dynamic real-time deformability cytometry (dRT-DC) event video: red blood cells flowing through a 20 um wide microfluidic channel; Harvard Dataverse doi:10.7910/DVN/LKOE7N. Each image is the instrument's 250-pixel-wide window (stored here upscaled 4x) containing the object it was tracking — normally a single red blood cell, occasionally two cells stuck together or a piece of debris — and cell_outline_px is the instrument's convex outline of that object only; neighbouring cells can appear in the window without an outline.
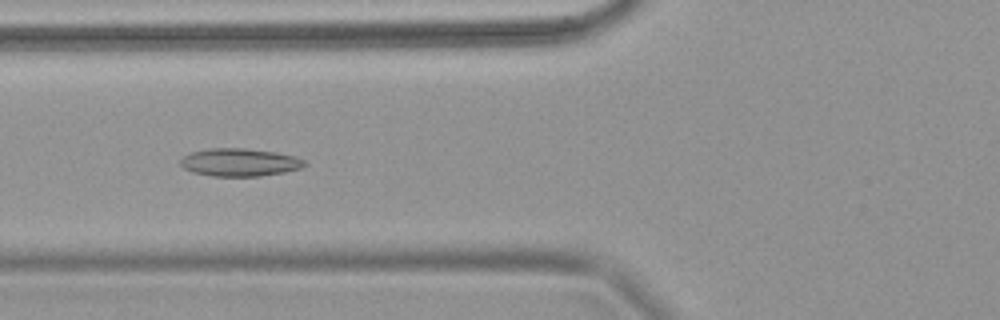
{"species": "common noctule bat (a hibernating species)", "species_latin": "Nyctalus noctula", "temperature_condition": "warm", "stored_images_in_passage": 49, "camera_frame_rate_fps": 3000, "um_per_image_px": 0.085, "animal": {"sex": "female", "body_mass_g": 18.4}, "frame": {"image": 1, "passage_image": 8, "time_ms": 2.333, "image_size_px": [1000, 320], "cell_outline_px": [[308, 164], [300, 168], [284, 172], [260, 176], [212, 176], [192, 172], [184, 168], [180, 164], [180, 160], [184, 156], [192, 152], [208, 148], [244, 148], [276, 152], [296, 156], [304, 160]], "centroid_in_image_um": [20.38, 13.79], "position_along_channel_um": 105.4, "area_um2": 20.17}}
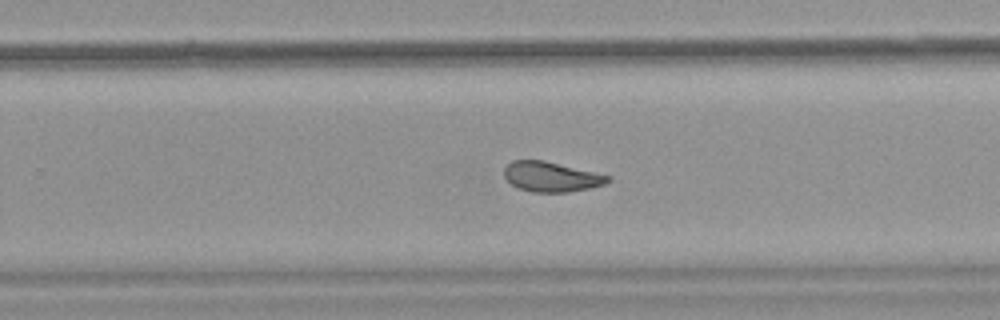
{"frame": {"image": 2, "passage_image": 26, "time_ms": 8.333, "image_size_px": [1000, 320], "cell_outline_px": [[612, 180], [604, 184], [588, 188], [568, 192], [532, 192], [516, 188], [504, 176], [504, 168], [512, 160], [544, 160], [612, 176]], "centroid_in_image_um": [46.85, 15.02], "position_along_channel_um": 282.9, "area_um2": 18.15}}
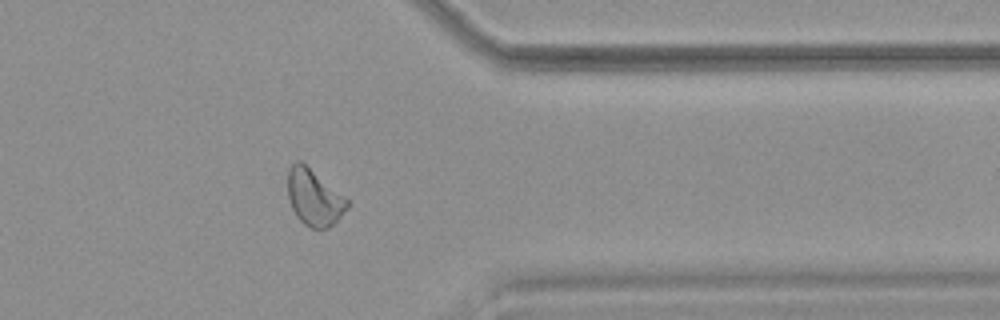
{"frame": {"image": 3, "passage_image": 37, "time_ms": 12.0, "image_size_px": [1000, 320], "cell_outline_px": [[348, 208], [328, 228], [312, 228], [304, 224], [296, 216], [288, 200], [288, 168], [296, 160], [300, 160], [344, 196], [348, 200]], "centroid_in_image_um": [26.67, 16.78], "position_along_channel_um": 384.7, "area_um2": 19.25}}